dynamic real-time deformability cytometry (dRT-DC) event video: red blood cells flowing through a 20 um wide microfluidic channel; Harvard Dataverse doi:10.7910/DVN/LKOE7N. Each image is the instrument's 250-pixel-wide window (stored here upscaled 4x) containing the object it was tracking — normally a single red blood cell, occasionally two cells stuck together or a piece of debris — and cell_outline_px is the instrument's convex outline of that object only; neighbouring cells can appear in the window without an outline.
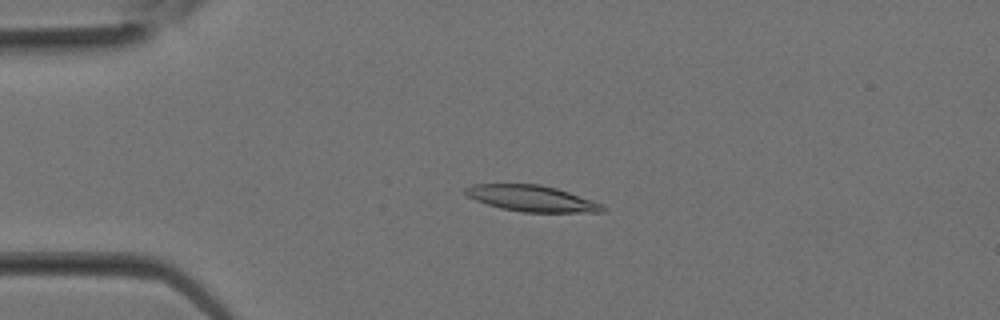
{"species": "Egyptian fruit bat (a non-hibernating species)", "species_latin": "Rousettus aegyptiacus", "temperature_condition": "room temperature", "stored_images_in_passage": 18, "camera_frame_rate_fps": 3000, "um_per_image_px": 0.085, "animal": {"sex": "female"}, "frame": {"image": 1, "passage_image": 7, "time_ms": 2.0, "image_size_px": [1000, 320], "cell_outline_px": [[608, 208], [604, 212], [524, 212], [500, 208], [476, 200], [468, 196], [464, 192], [464, 188], [472, 184], [540, 184], [556, 188], [604, 204]], "centroid_in_image_um": [45.23, 16.87], "position_along_channel_um": 39.8, "area_um2": 20.87}}
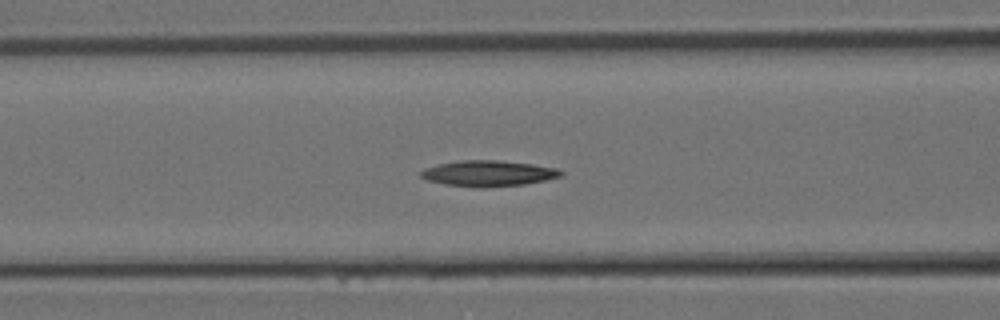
{"frame": {"image": 2, "passage_image": 12, "time_ms": 3.667, "image_size_px": [1000, 320], "cell_outline_px": [[564, 176], [524, 184], [476, 188], [444, 184], [428, 180], [420, 176], [420, 172], [424, 168], [436, 164], [460, 160], [496, 160], [532, 164], [556, 168], [564, 172]], "centroid_in_image_um": [41.49, 14.73], "position_along_channel_um": 125.1, "area_um2": 21.1}}
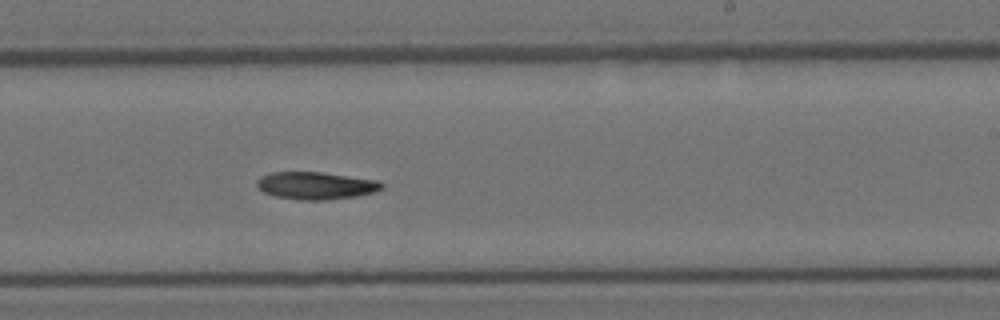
{"frame": {"image": 3, "passage_image": 18, "time_ms": 5.667, "image_size_px": [1000, 320], "cell_outline_px": [[384, 188], [376, 192], [356, 196], [324, 200], [300, 200], [276, 196], [264, 192], [256, 184], [256, 180], [260, 176], [272, 172], [320, 172], [380, 180], [384, 184]], "centroid_in_image_um": [26.89, 15.77], "position_along_channel_um": 262.1, "area_um2": 20.06}}